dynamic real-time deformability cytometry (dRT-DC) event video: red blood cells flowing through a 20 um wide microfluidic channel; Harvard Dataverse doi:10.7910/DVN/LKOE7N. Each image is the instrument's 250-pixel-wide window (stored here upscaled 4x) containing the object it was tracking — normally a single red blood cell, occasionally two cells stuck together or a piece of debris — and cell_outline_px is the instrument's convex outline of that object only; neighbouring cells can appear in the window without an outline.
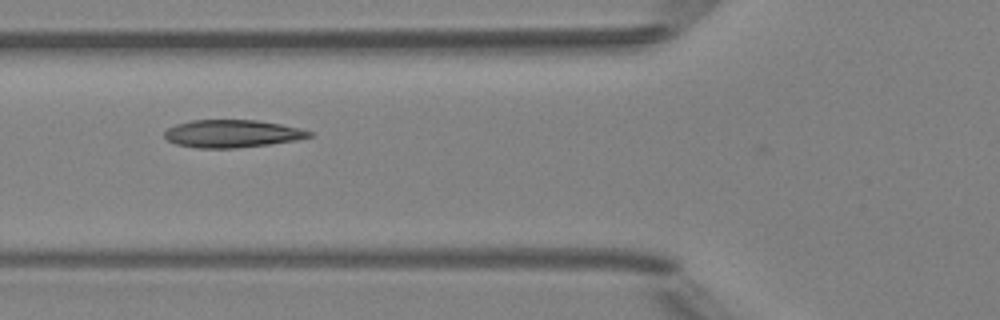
{"species": "Egyptian fruit bat (a non-hibernating species)", "species_latin": "Rousettus aegyptiacus", "temperature_condition": "room temperature", "stored_images_in_passage": 5, "camera_frame_rate_fps": 3000, "um_per_image_px": 0.085, "animal": {"sex": "female"}, "frame": {"image": 1, "passage_image": 2, "time_ms": 2.0, "image_size_px": [1000, 320], "cell_outline_px": [[312, 136], [296, 140], [268, 144], [236, 148], [196, 148], [176, 144], [168, 140], [164, 136], [164, 132], [168, 128], [176, 124], [192, 120], [256, 120], [280, 124], [300, 128], [312, 132]], "centroid_in_image_um": [19.71, 11.36], "position_along_channel_um": 106.1, "area_um2": 23.24}}
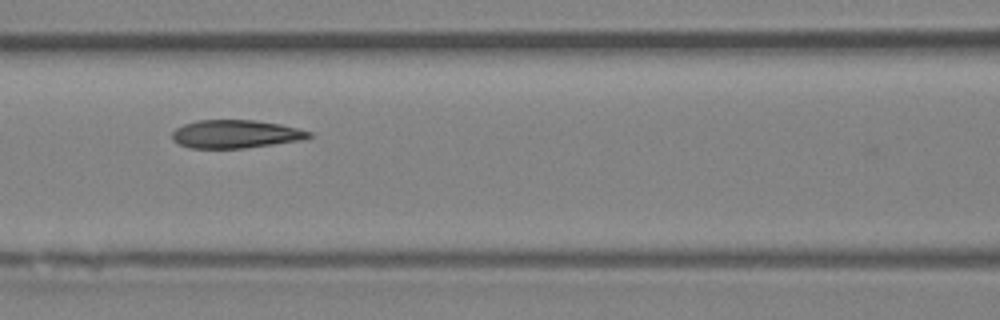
{"frame": {"image": 2, "passage_image": 3, "time_ms": 3.0, "image_size_px": [1000, 320], "cell_outline_px": [[312, 136], [304, 140], [244, 148], [188, 148], [172, 140], [172, 132], [176, 128], [184, 124], [196, 120], [256, 120], [280, 124], [312, 132]], "centroid_in_image_um": [20.02, 11.39], "position_along_channel_um": 146.6, "area_um2": 22.54}}
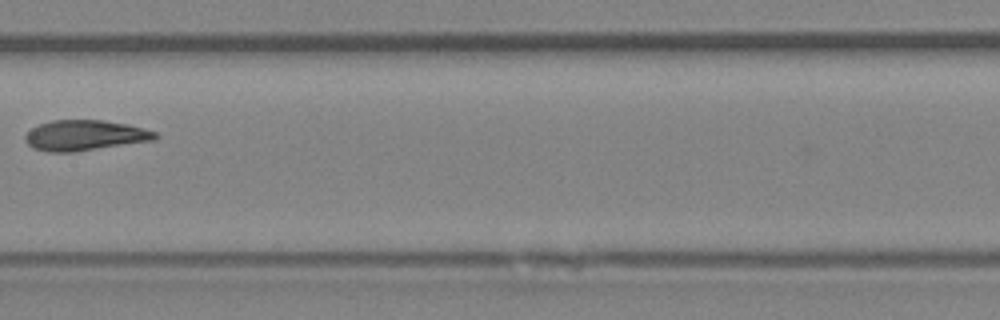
{"frame": {"image": 3, "passage_image": 4, "time_ms": 4.333, "image_size_px": [1000, 320], "cell_outline_px": [[160, 136], [156, 140], [72, 152], [48, 152], [32, 148], [24, 140], [24, 136], [32, 128], [40, 124], [52, 120], [104, 120], [128, 124], [144, 128], [156, 132]], "centroid_in_image_um": [7.23, 11.5], "position_along_channel_um": 200.2, "area_um2": 23.18}}